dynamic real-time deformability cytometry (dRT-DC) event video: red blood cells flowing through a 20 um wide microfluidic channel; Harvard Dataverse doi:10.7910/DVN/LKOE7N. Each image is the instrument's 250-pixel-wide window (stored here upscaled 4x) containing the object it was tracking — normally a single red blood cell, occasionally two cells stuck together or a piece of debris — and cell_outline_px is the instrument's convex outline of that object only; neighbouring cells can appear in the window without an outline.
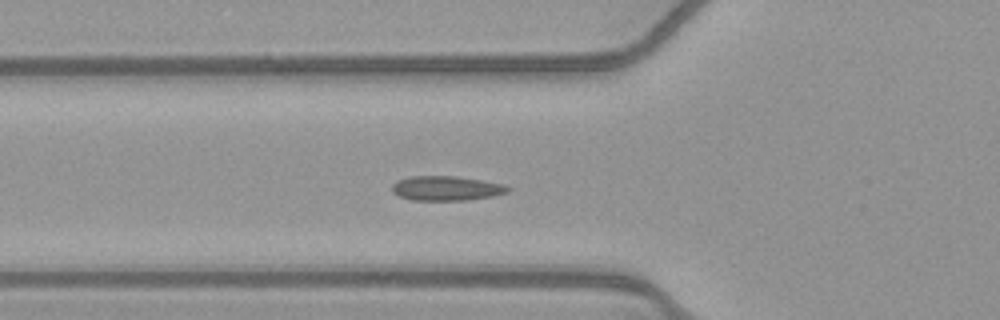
{"species": "common noctule bat (a hibernating species)", "species_latin": "Nyctalus noctula", "temperature_condition": "warm", "stored_images_in_passage": 37, "segment_of_instrument_passage": [1, 2], "camera_frame_rate_fps": 3000, "um_per_image_px": 0.085, "animal": {"sex": "female", "body_mass_g": 21.9}, "frame": {"image": 1, "passage_image": 2, "time_ms": 0.333, "image_size_px": [1000, 320], "cell_outline_px": [[512, 188], [508, 192], [492, 196], [468, 200], [412, 200], [400, 196], [392, 192], [392, 184], [408, 176], [456, 176], [484, 180], [504, 184]], "centroid_in_image_um": [37.97, 16.0], "position_along_channel_um": 87.8, "area_um2": 16.65}}
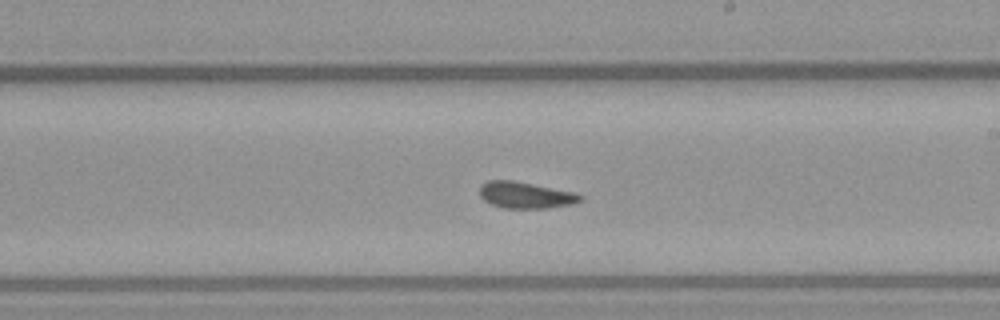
{"frame": {"image": 2, "passage_image": 14, "time_ms": 4.333, "image_size_px": [1000, 320], "cell_outline_px": [[584, 196], [580, 200], [572, 204], [548, 208], [504, 208], [492, 204], [484, 200], [480, 196], [480, 184], [488, 180], [512, 180], [576, 192]], "centroid_in_image_um": [44.67, 16.57], "position_along_channel_um": 244.3, "area_um2": 15.55}}
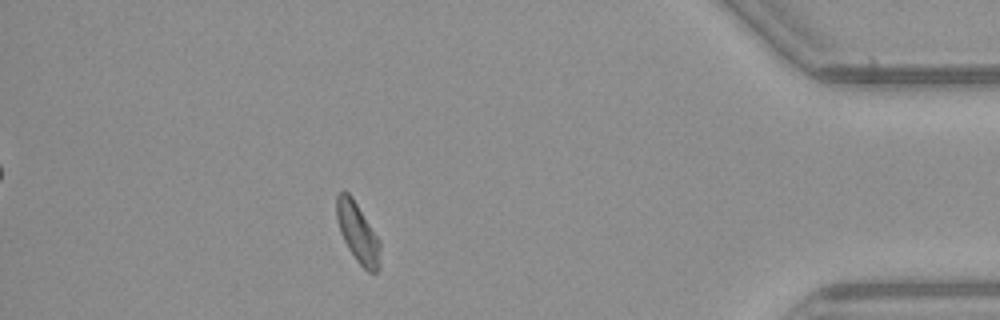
{"frame": {"image": 3, "passage_image": 30, "time_ms": 9.667, "image_size_px": [1000, 320], "cell_outline_px": [[380, 268], [376, 272], [368, 272], [356, 260], [348, 248], [340, 232], [336, 220], [336, 196], [344, 188], [352, 196], [380, 240]], "centroid_in_image_um": [30.4, 19.75], "position_along_channel_um": 404.8, "area_um2": 15.37}}